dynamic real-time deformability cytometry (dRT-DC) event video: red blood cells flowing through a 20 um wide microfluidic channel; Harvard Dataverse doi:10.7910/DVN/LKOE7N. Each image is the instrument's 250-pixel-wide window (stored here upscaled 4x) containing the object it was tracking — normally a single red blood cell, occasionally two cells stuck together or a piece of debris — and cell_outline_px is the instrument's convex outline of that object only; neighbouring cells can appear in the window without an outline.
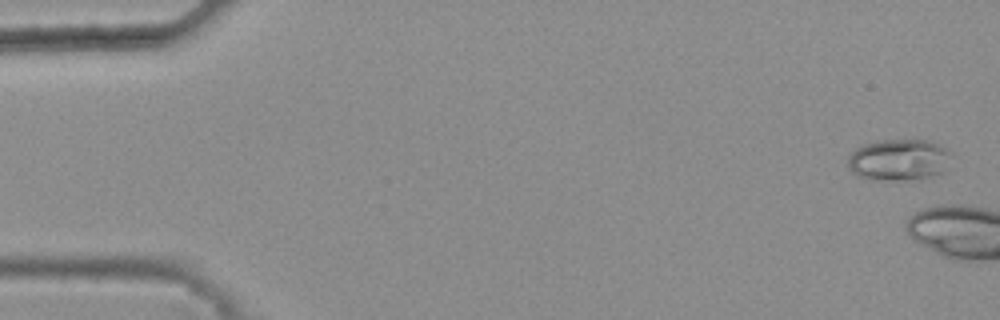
{"species": "common noctule bat (a hibernating species)", "species_latin": "Nyctalus noctula", "temperature_condition": "warm", "stored_images_in_passage": 8, "camera_frame_rate_fps": 3000, "um_per_image_px": 0.085, "animal": {"sex": "female", "body_mass_g": 25.1}, "frame": {"image": 1, "passage_image": 2, "time_ms": 0.333, "image_size_px": [1000, 320], "cell_outline_px": [[948, 168], [944, 172], [932, 176], [908, 180], [872, 180], [856, 176], [848, 168], [848, 156], [856, 148], [864, 144], [876, 140], [928, 140], [944, 148], [948, 152]], "centroid_in_image_um": [76.34, 13.6], "position_along_channel_um": 8.7, "area_um2": 25.09}}